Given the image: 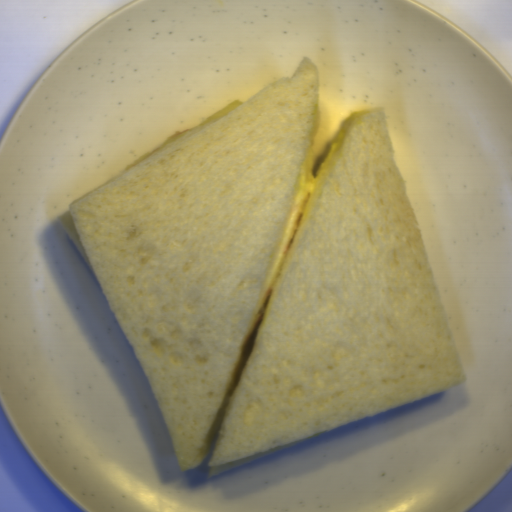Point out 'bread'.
I'll return each instance as SVG.
<instances>
[{
  "label": "bread",
  "instance_id": "1",
  "mask_svg": "<svg viewBox=\"0 0 512 512\" xmlns=\"http://www.w3.org/2000/svg\"><path fill=\"white\" fill-rule=\"evenodd\" d=\"M303 58L57 220L93 271L181 471L209 478L466 377L388 121L349 116L256 331L321 115Z\"/></svg>",
  "mask_w": 512,
  "mask_h": 512
}]
</instances>
